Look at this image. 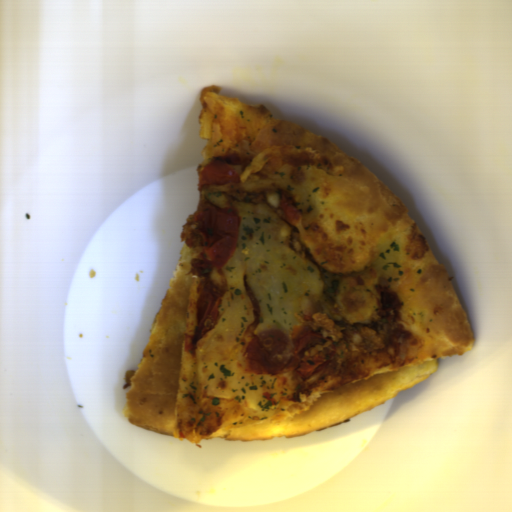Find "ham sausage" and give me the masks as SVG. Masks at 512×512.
<instances>
[{"mask_svg":"<svg viewBox=\"0 0 512 512\" xmlns=\"http://www.w3.org/2000/svg\"><path fill=\"white\" fill-rule=\"evenodd\" d=\"M295 351L289 333L275 329L259 331L244 350L246 367L277 377L290 368Z\"/></svg>","mask_w":512,"mask_h":512,"instance_id":"ham-sausage-1","label":"ham sausage"}]
</instances>
